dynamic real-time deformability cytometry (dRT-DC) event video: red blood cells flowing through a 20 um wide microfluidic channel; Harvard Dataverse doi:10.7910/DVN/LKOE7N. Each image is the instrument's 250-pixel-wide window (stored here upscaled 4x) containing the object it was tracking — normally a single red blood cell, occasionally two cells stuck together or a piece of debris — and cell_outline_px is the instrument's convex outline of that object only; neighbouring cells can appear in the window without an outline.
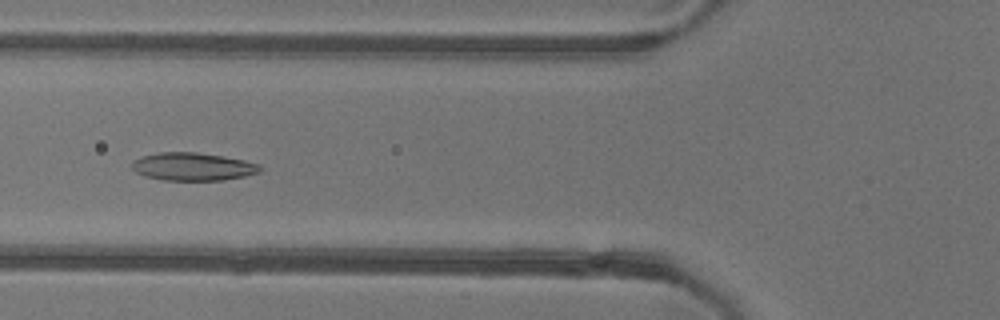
{"species": "common noctule bat (a hibernating species)", "species_latin": "Nyctalus noctula", "temperature_condition": "warm", "stored_images_in_passage": 52, "camera_frame_rate_fps": 3000, "um_per_image_px": 0.085, "animal": {"sex": "female"}, "frame": {"image": 1, "passage_image": 19, "time_ms": 6.0, "image_size_px": [1000, 320], "cell_outline_px": [[264, 168], [260, 172], [244, 176], [224, 180], [164, 180], [144, 176], [136, 172], [132, 168], [132, 160], [156, 152], [196, 152], [224, 156], [244, 160], [260, 164]], "centroid_in_image_um": [16.41, 14.16], "position_along_channel_um": 109.4, "area_um2": 20.98}}
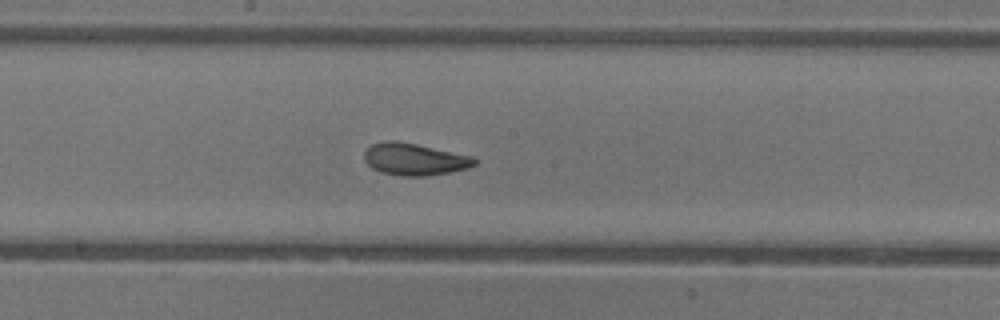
{"frame": {"image": 2, "passage_image": 27, "time_ms": 8.667, "image_size_px": [1000, 320], "cell_outline_px": [[476, 164], [468, 168], [428, 176], [400, 176], [380, 172], [372, 168], [364, 160], [364, 152], [372, 144], [388, 140], [396, 140], [416, 144], [472, 156], [476, 160]], "centroid_in_image_um": [35.21, 13.54], "position_along_channel_um": 213.0, "area_um2": 20.52}}
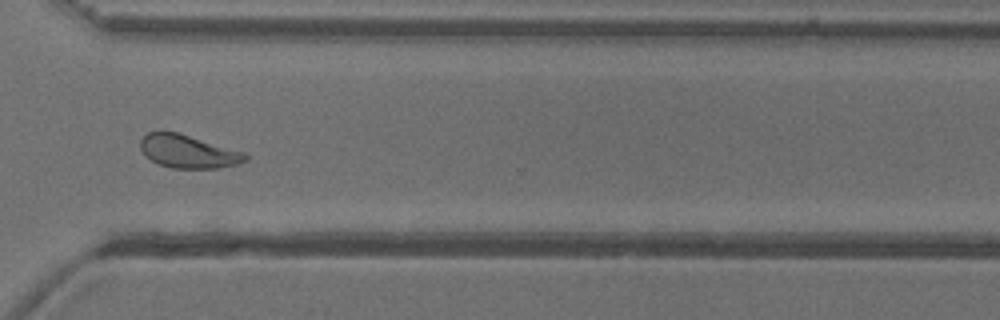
{"frame": {"image": 3, "passage_image": 38, "time_ms": 12.333, "image_size_px": [1000, 320], "cell_outline_px": [[248, 160], [236, 164], [216, 168], [172, 168], [160, 164], [144, 156], [140, 148], [140, 140], [148, 132], [176, 132], [244, 152], [248, 156]], "centroid_in_image_um": [15.97, 12.88], "position_along_channel_um": 354.6, "area_um2": 19.94}, "authors_computed_cell_mechanics": {"area_um2": 21.4149, "velocity_mm_per_s": 3.8696, "shape_relaxation_time_tau1_ms": 3.1963, "shape_relaxation_time_tau2_ms": 1.5603, "deformation_change_tau1": 0.1164, "deformation_change_tau2": 0.0706}}